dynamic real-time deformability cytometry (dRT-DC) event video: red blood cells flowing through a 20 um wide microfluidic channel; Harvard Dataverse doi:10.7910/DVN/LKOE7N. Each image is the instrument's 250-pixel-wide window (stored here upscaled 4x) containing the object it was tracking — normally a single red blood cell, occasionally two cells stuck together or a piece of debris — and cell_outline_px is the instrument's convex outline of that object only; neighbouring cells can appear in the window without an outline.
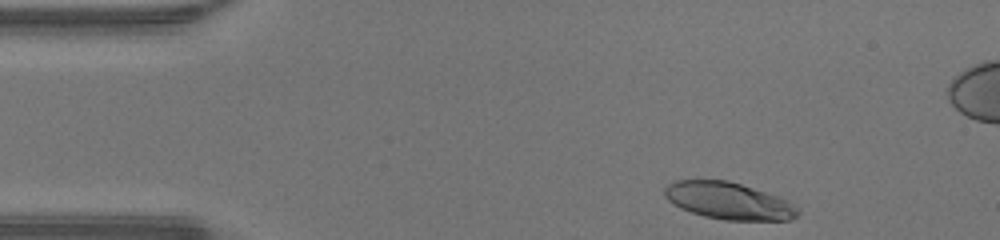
{"species": "human", "species_latin": "Homo sapiens", "temperature_condition": "warm", "stored_images_in_passage": 35, "camera_frame_rate_fps": 3000, "um_per_image_px": 0.085, "donor": {"sex": "male"}, "frame": {"image": 1, "passage_image": 2, "time_ms": 0.333, "image_size_px": [1000, 240], "cell_outline_px": [[800, 212], [792, 220], [724, 220], [704, 216], [680, 208], [668, 200], [664, 196], [664, 188], [672, 180], [728, 180], [788, 200], [800, 208]], "centroid_in_image_um": [61.93, 17.07], "position_along_channel_um": 23.1, "area_um2": 28.73}}
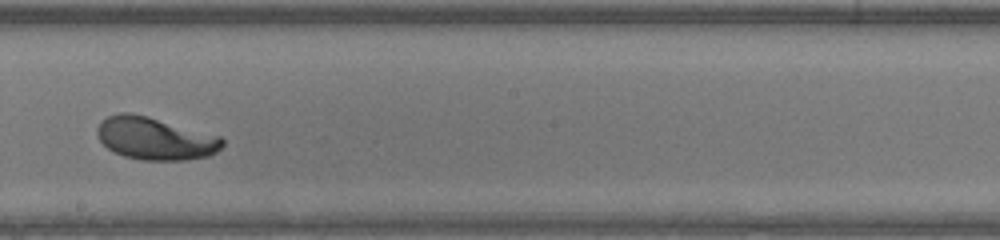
{"frame": {"image": 2, "passage_image": 22, "time_ms": 7.0, "image_size_px": [1000, 240], "cell_outline_px": [[224, 144], [216, 152], [208, 156], [184, 160], [140, 160], [124, 156], [108, 148], [100, 140], [96, 132], [96, 128], [108, 116], [120, 112], [132, 112], [148, 116], [220, 136], [224, 140]], "centroid_in_image_um": [13.19, 11.77], "position_along_channel_um": 235.0, "area_um2": 30.92}}
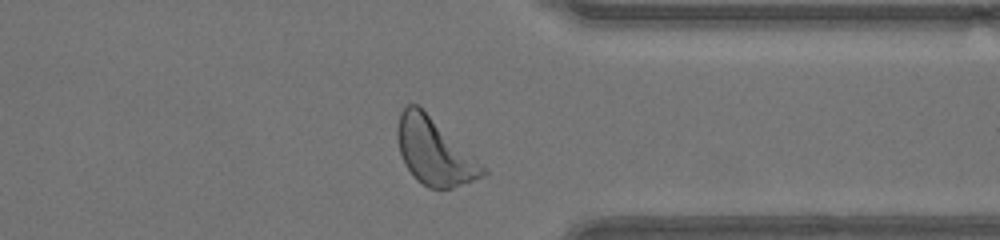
{"frame": {"image": 3, "passage_image": 32, "time_ms": 10.333, "image_size_px": [1000, 240], "cell_outline_px": [[488, 172], [484, 176], [452, 188], [428, 188], [416, 180], [404, 164], [400, 152], [396, 136], [396, 128], [400, 112], [404, 104], [416, 104], [488, 168]], "centroid_in_image_um": [36.9, 12.9], "position_along_channel_um": 374.5, "area_um2": 32.95}, "authors_computed_cell_mechanics": {"area_um2": 30.5762, "velocity_mm_per_s": 4.3536, "shape_relaxation_time_tau1_ms": 3.3995, "shape_relaxation_time_tau2_ms": 6.0167, "deformation_change_tau1": 0.2202, "deformation_change_tau2": 0.1299}}